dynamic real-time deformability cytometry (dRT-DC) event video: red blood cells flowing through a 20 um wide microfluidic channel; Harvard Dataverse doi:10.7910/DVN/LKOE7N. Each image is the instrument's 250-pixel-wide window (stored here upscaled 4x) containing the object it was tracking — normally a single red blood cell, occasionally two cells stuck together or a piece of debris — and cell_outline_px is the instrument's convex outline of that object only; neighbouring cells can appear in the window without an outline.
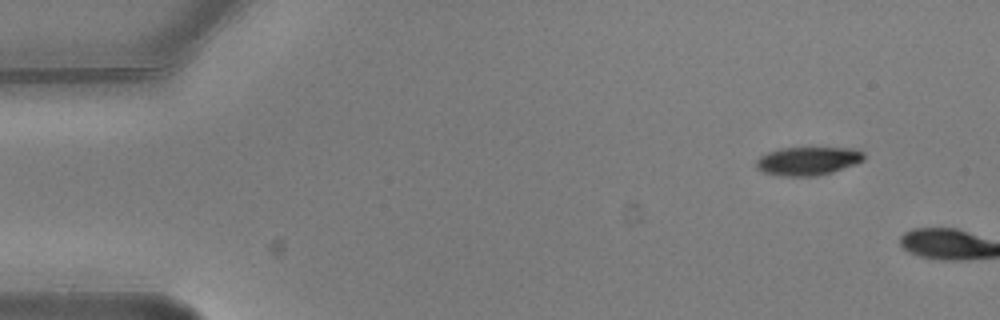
{"species": "common noctule bat (a hibernating species)", "species_latin": "Nyctalus noctula", "temperature_condition": "warm", "stored_images_in_passage": 2, "camera_frame_rate_fps": 3000, "um_per_image_px": 0.085, "animal": {"sex": "male", "body_mass_g": 20.5, "forearm_length_mm": 52.5}, "frame": {"image": 1, "passage_image": 1, "time_ms": 0.0, "image_size_px": [1000, 320], "cell_outline_px": [[864, 160], [856, 164], [832, 172], [816, 176], [780, 176], [760, 172], [756, 168], [756, 160], [760, 156], [768, 152], [780, 148], [860, 148], [864, 152]], "centroid_in_image_um": [68.67, 13.68], "position_along_channel_um": 16.3, "area_um2": 18.09}}